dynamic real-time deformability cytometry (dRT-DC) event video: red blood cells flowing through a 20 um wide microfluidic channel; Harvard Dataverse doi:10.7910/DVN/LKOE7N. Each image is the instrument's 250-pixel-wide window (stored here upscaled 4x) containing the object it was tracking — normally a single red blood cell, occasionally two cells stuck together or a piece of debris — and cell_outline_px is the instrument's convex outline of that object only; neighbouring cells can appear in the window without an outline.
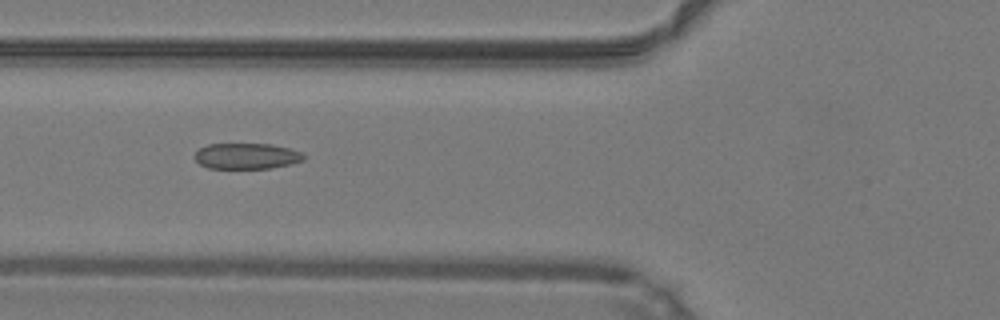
{"species": "common noctule bat (a hibernating species)", "species_latin": "Nyctalus noctula", "temperature_condition": "warm", "stored_images_in_passage": 46, "camera_frame_rate_fps": 3000, "um_per_image_px": 0.085, "animal": {"sex": "male", "body_mass_g": 19.2, "forearm_length_mm": 51.8}, "frame": {"image": 1, "passage_image": 16, "time_ms": 5.0, "image_size_px": [1000, 320], "cell_outline_px": [[304, 160], [292, 164], [268, 168], [208, 168], [200, 164], [192, 156], [200, 148], [208, 144], [272, 144], [288, 148], [300, 152], [304, 156]], "centroid_in_image_um": [20.94, 13.26], "position_along_channel_um": 104.9, "area_um2": 16.36}}
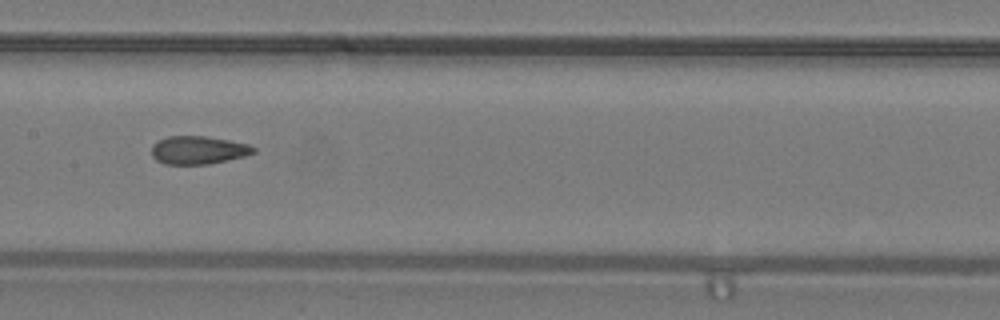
{"frame": {"image": 2, "passage_image": 22, "time_ms": 7.0, "image_size_px": [1000, 320], "cell_outline_px": [[256, 152], [244, 156], [228, 160], [208, 164], [164, 164], [156, 160], [152, 156], [152, 144], [168, 136], [208, 136], [248, 144], [256, 148]], "centroid_in_image_um": [16.85, 12.76], "position_along_channel_um": 190.5, "area_um2": 16.7}}
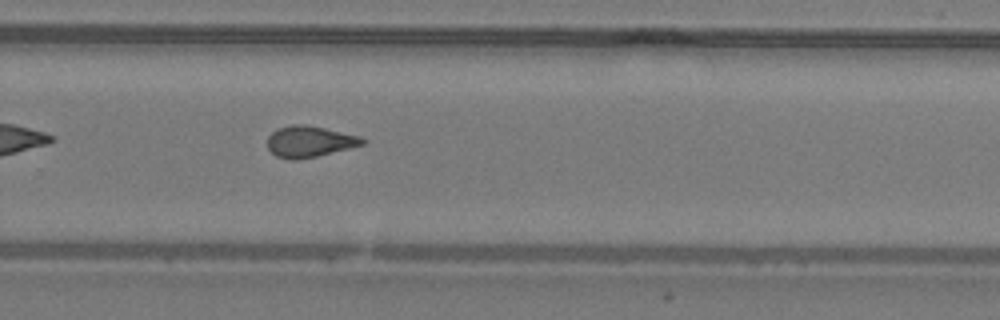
{"frame": {"image": 3, "passage_image": 30, "time_ms": 9.667, "image_size_px": [1000, 320], "cell_outline_px": [[368, 140], [364, 144], [316, 156], [296, 160], [292, 160], [276, 156], [268, 148], [268, 136], [272, 132], [280, 128], [292, 124], [304, 124], [324, 128], [360, 136]], "centroid_in_image_um": [26.31, 12.03], "position_along_channel_um": 303.5, "area_um2": 17.05}, "authors_computed_cell_mechanics": {"area_um2": 17.3978, "velocity_mm_per_s": 4.2576, "shape_relaxation_time_tau1_ms": null, "shape_relaxation_time_tau2_ms": 1.6866, "deformation_change_tau1": null, "deformation_change_tau2": 0.0937}}